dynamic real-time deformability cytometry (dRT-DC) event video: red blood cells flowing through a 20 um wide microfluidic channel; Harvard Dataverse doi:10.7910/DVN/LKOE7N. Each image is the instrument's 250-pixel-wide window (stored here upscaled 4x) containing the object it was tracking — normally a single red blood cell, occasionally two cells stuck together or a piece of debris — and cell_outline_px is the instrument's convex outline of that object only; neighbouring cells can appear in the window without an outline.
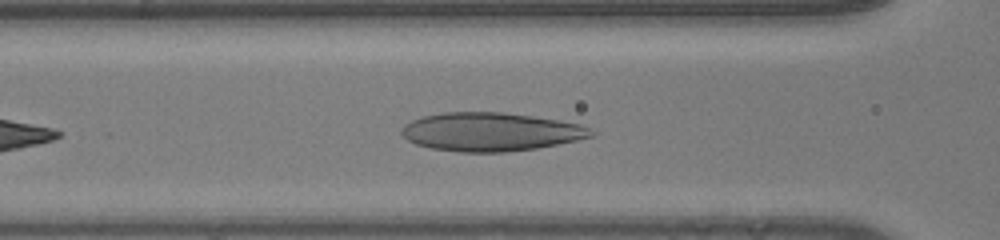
{"species": "human", "species_latin": "Homo sapiens", "temperature_condition": "room temperature", "stored_images_in_passage": 33, "camera_frame_rate_fps": 3000, "um_per_image_px": 0.085, "donor": {"sex": "male"}, "frame": {"image": 1, "passage_image": 7, "time_ms": 2.0, "image_size_px": [1000, 240], "cell_outline_px": [[596, 132], [592, 136], [576, 140], [536, 148], [504, 152], [460, 152], [432, 148], [416, 144], [408, 140], [400, 132], [400, 128], [404, 124], [412, 120], [424, 116], [444, 112], [504, 112], [560, 120], [580, 124], [592, 128]], "centroid_in_image_um": [41.71, 11.2], "position_along_channel_um": 124.9, "area_um2": 42.54}}
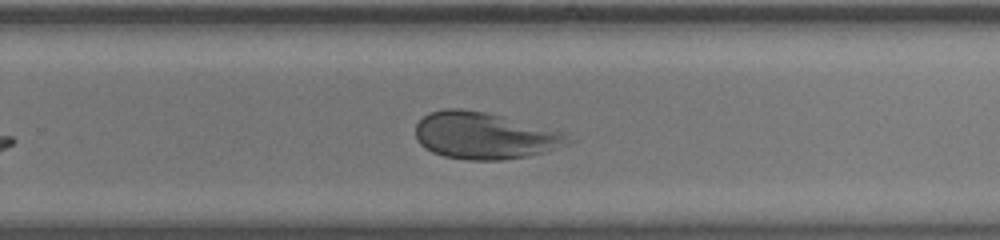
{"frame": {"image": 2, "passage_image": 19, "time_ms": 6.0, "image_size_px": [1000, 240], "cell_outline_px": [[576, 140], [568, 144], [544, 152], [528, 156], [504, 160], [468, 160], [444, 156], [432, 152], [424, 148], [416, 140], [416, 124], [428, 112], [444, 108], [460, 108], [484, 112], [568, 132]], "centroid_in_image_um": [41.22, 11.53], "position_along_channel_um": 288.6, "area_um2": 42.02}}
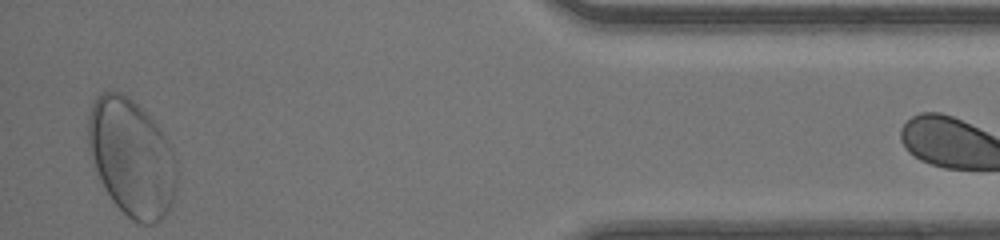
{"frame": {"image": 3, "passage_image": 32, "time_ms": 10.333, "image_size_px": [1000, 240], "cell_outline_px": [[176, 192], [172, 204], [168, 212], [160, 220], [152, 224], [140, 224], [132, 220], [112, 200], [104, 188], [88, 156], [88, 116], [92, 104], [96, 96], [104, 92], [120, 92], [128, 96], [160, 128], [168, 140], [176, 156]], "centroid_in_image_um": [11.18, 13.41], "position_along_channel_um": 424.0, "area_um2": 60.98}}